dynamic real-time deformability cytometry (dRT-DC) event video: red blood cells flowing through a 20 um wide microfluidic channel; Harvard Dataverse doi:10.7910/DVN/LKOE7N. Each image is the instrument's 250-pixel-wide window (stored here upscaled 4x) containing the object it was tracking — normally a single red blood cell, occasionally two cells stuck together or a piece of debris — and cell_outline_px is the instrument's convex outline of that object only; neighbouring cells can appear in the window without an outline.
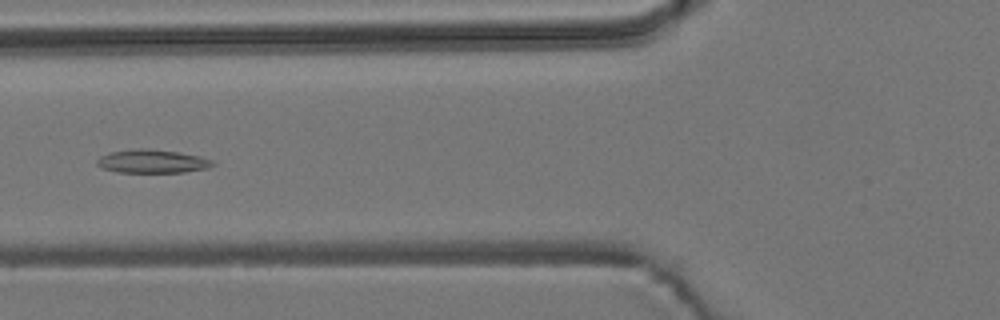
{"species": "common noctule bat (a hibernating species)", "species_latin": "Nyctalus noctula", "temperature_condition": "room temperature", "stored_images_in_passage": 21, "camera_frame_rate_fps": 3000, "um_per_image_px": 0.085, "animal": {"sex": "male", "body_mass_g": 19.2, "forearm_length_mm": 51.8}, "frame": {"image": 1, "passage_image": 11, "time_ms": 3.333, "image_size_px": [1000, 320], "cell_outline_px": [[216, 164], [208, 168], [184, 172], [116, 172], [104, 168], [96, 164], [96, 160], [100, 156], [108, 152], [132, 148], [148, 148], [176, 152], [200, 156], [212, 160]], "centroid_in_image_um": [12.92, 13.7], "position_along_channel_um": 112.9, "area_um2": 15.9}}
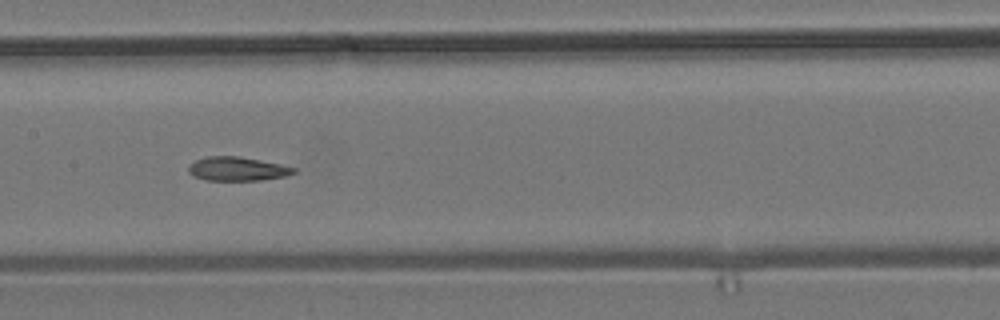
{"frame": {"image": 2, "passage_image": 17, "time_ms": 5.333, "image_size_px": [1000, 320], "cell_outline_px": [[296, 172], [284, 176], [260, 180], [204, 180], [192, 176], [188, 172], [188, 168], [196, 160], [208, 156], [240, 156], [280, 164], [296, 168]], "centroid_in_image_um": [20.15, 14.35], "position_along_channel_um": 187.2, "area_um2": 14.57}}
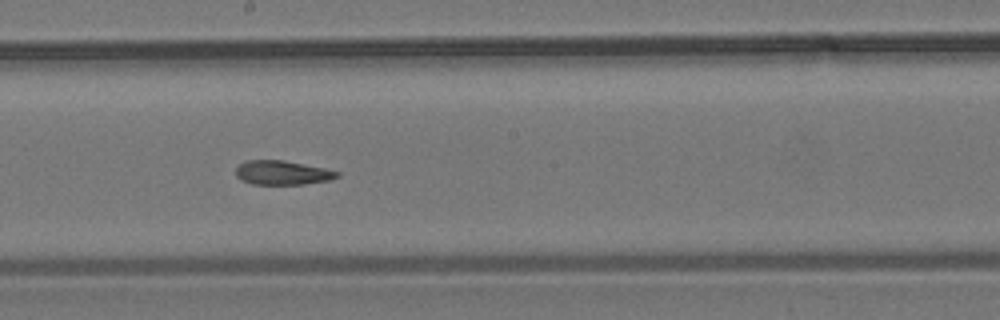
{"frame": {"image": 3, "passage_image": 20, "time_ms": 6.333, "image_size_px": [1000, 320], "cell_outline_px": [[340, 176], [332, 180], [304, 184], [252, 184], [240, 180], [236, 176], [236, 168], [244, 160], [284, 160], [324, 168], [340, 172]], "centroid_in_image_um": [24.0, 14.68], "position_along_channel_um": 224.2, "area_um2": 14.39}}